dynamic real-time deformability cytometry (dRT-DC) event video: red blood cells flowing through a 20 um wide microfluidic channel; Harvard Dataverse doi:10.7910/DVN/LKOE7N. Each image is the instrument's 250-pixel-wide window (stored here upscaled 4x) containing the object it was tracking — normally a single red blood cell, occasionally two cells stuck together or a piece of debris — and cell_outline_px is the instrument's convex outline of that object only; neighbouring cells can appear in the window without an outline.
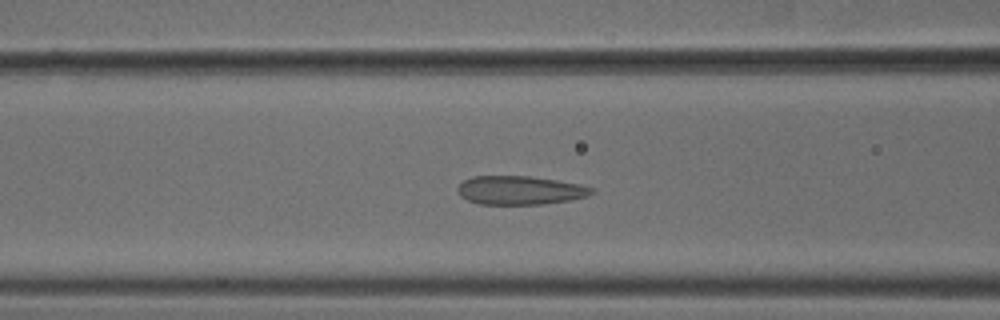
{"species": "common noctule bat (a hibernating species)", "species_latin": "Nyctalus noctula", "temperature_condition": "cold", "stored_images_in_passage": 53, "camera_frame_rate_fps": 3000, "um_per_image_px": 0.085, "animal": {"sex": "male", "body_mass_g": 18.8}, "frame": {"image": 1, "passage_image": 21, "time_ms": 6.667, "image_size_px": [1000, 320], "cell_outline_px": [[596, 192], [588, 196], [572, 200], [544, 204], [480, 204], [468, 200], [460, 196], [456, 188], [464, 180], [472, 176], [528, 176], [556, 180], [580, 184], [592, 188]], "centroid_in_image_um": [44.21, 16.17], "position_along_channel_um": 122.4, "area_um2": 22.48}}
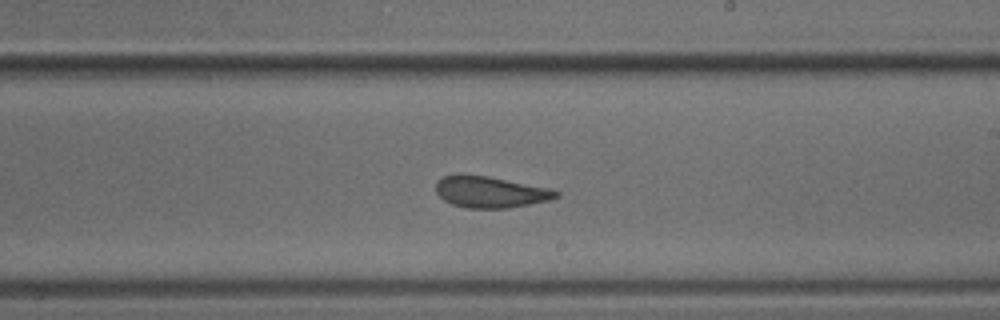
{"frame": {"image": 2, "passage_image": 31, "time_ms": 10.0, "image_size_px": [1000, 320], "cell_outline_px": [[560, 196], [552, 200], [508, 208], [468, 208], [452, 204], [444, 200], [436, 192], [436, 184], [444, 176], [488, 176], [552, 188], [560, 192]], "centroid_in_image_um": [41.78, 16.34], "position_along_channel_um": 247.2, "area_um2": 21.73}}
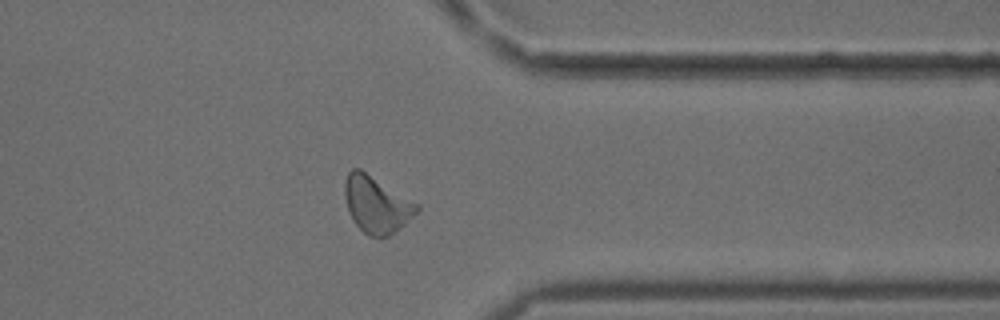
{"frame": {"image": 3, "passage_image": 42, "time_ms": 13.667, "image_size_px": [1000, 320], "cell_outline_px": [[420, 208], [400, 228], [388, 236], [380, 240], [368, 236], [352, 220], [348, 212], [344, 196], [344, 184], [348, 172], [352, 168], [360, 168], [420, 204]], "centroid_in_image_um": [31.99, 17.39], "position_along_channel_um": 379.4, "area_um2": 24.1}, "authors_computed_cell_mechanics": {"area_um2": 22.7732, "velocity_mm_per_s": 3.7505, "shape_relaxation_time_tau1_ms": null, "shape_relaxation_time_tau2_ms": 2.093, "deformation_change_tau1": null, "deformation_change_tau2": 0.0813}}